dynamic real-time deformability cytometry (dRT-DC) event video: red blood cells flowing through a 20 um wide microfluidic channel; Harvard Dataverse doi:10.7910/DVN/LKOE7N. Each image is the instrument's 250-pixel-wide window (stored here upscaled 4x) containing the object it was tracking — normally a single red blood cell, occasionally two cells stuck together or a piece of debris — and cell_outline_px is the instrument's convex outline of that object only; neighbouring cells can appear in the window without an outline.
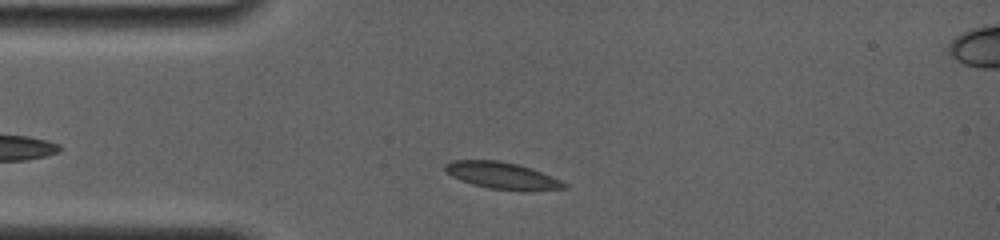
{"species": "common noctule bat (a hibernating species)", "species_latin": "Nyctalus noctula", "temperature_condition": "room temperature", "stored_images_in_passage": 3, "segment_of_instrument_passage": [1, 2], "camera_frame_rate_fps": 4000, "um_per_image_px": 0.085, "animal": {"sex": "female", "body_mass_g": 19.0, "forearm_length_mm": 56.7}, "frame": {"image": 1, "passage_image": 1, "time_ms": 0.0, "image_size_px": [1000, 240], "cell_outline_px": [[568, 188], [528, 192], [520, 192], [488, 188], [472, 184], [460, 180], [452, 176], [444, 168], [444, 164], [452, 160], [500, 160], [532, 168], [552, 176], [568, 184]], "centroid_in_image_um": [42.74, 14.95], "position_along_channel_um": 42.3, "area_um2": 19.02}}